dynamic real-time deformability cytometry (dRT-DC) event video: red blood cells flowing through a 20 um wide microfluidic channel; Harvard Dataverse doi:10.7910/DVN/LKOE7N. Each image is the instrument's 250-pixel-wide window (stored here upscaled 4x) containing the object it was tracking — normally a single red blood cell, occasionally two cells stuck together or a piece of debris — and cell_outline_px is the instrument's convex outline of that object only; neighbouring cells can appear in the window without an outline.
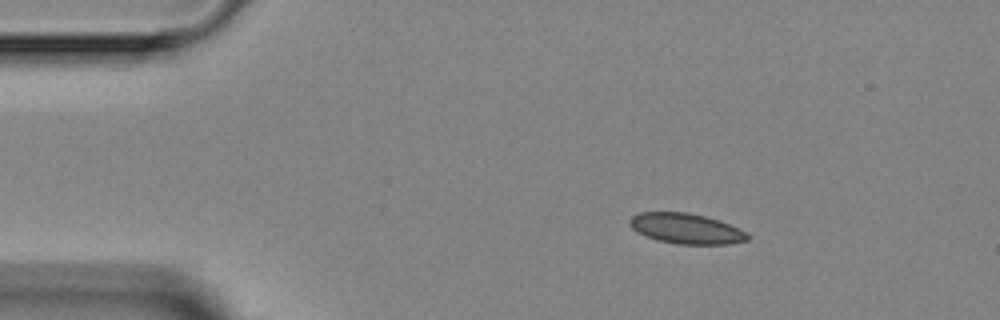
{"species": "Egyptian fruit bat (a non-hibernating species)", "species_latin": "Rousettus aegyptiacus", "temperature_condition": "room temperature", "stored_images_in_passage": 3, "camera_frame_rate_fps": 3000, "um_per_image_px": 0.085, "animal": {"sex": "female"}, "frame": {"image": 1, "passage_image": 1, "time_ms": 0.0, "image_size_px": [1000, 320], "cell_outline_px": [[752, 236], [748, 240], [728, 244], [676, 244], [660, 240], [648, 236], [632, 228], [628, 224], [628, 220], [632, 216], [640, 212], [688, 212], [720, 220]], "centroid_in_image_um": [58.32, 19.42], "position_along_channel_um": 26.7, "area_um2": 20.63}}
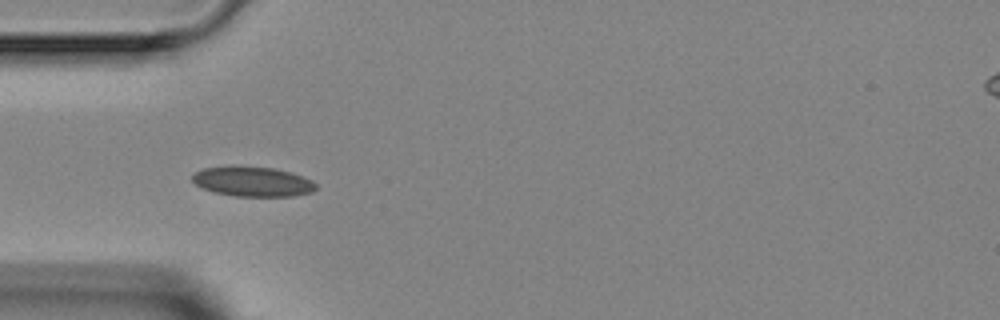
{"frame": {"image": 2, "passage_image": 3, "time_ms": 2.333, "image_size_px": [1000, 320], "cell_outline_px": [[316, 188], [312, 192], [292, 196], [236, 196], [216, 192], [204, 188], [196, 184], [192, 180], [192, 176], [200, 168], [236, 164], [272, 168], [292, 172], [312, 180], [316, 184]], "centroid_in_image_um": [21.46, 15.4], "position_along_channel_um": 63.5, "area_um2": 21.79}}